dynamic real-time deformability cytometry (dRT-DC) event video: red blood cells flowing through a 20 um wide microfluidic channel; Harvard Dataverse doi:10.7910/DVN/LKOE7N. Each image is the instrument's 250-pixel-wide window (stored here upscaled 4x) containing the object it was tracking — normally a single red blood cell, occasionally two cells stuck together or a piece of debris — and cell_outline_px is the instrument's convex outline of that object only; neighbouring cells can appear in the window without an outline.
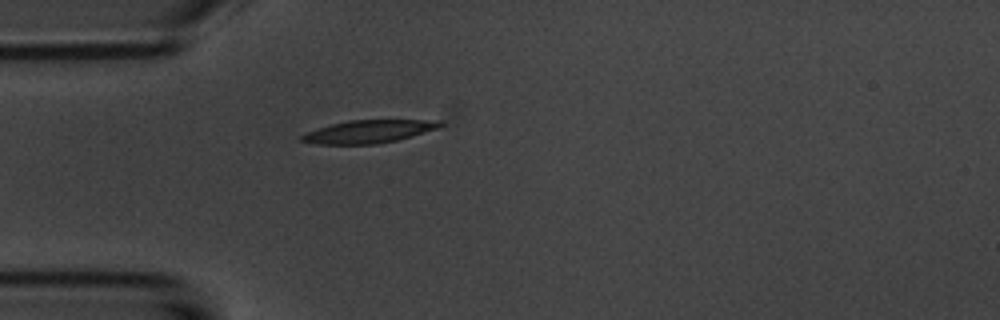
{"species": "common noctule bat (a hibernating species)", "species_latin": "Nyctalus noctula", "temperature_condition": "room temperature", "stored_images_in_passage": 1, "camera_frame_rate_fps": 3000, "um_per_image_px": 0.085, "animal": {"sex": "male", "body_mass_g": 20.1, "forearm_length_mm": 53.5}, "frame": {"image": 1, "passage_image": 1, "time_ms": 0.0, "image_size_px": [1000, 320], "cell_outline_px": [[444, 124], [436, 128], [412, 136], [396, 140], [376, 144], [316, 144], [300, 140], [300, 136], [308, 132], [332, 124], [348, 120], [440, 120]], "centroid_in_image_um": [31.34, 11.18], "position_along_channel_um": 53.7, "area_um2": 18.15}}